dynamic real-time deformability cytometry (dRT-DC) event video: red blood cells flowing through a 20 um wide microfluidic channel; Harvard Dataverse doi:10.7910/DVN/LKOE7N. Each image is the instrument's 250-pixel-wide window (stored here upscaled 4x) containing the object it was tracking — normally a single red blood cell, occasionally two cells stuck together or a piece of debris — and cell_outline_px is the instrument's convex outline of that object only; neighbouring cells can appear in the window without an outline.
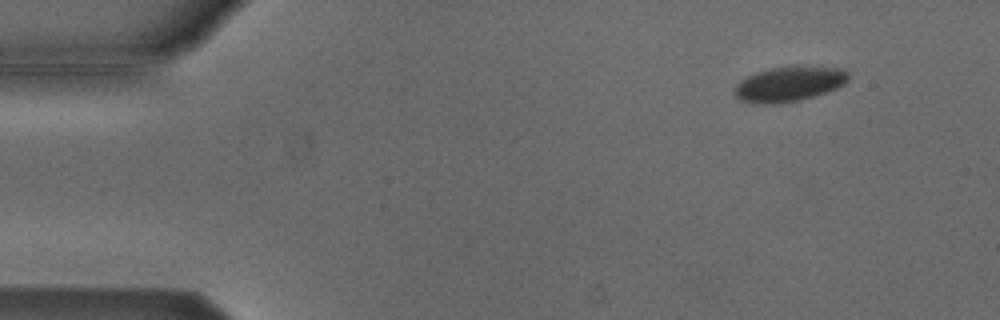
{"species": "Egyptian fruit bat (a non-hibernating species)", "species_latin": "Rousettus aegyptiacus", "temperature_condition": "cold", "stored_images_in_passage": 54, "camera_frame_rate_fps": 3000, "um_per_image_px": 0.085, "animal": {"sex": "male"}, "frame": {"image": 1, "passage_image": 6, "time_ms": 1.667, "image_size_px": [1000, 320], "cell_outline_px": [[848, 80], [844, 84], [828, 92], [800, 100], [776, 104], [748, 104], [736, 100], [732, 92], [736, 84], [740, 80], [756, 72], [768, 68], [792, 64], [804, 64], [840, 68], [848, 72]], "centroid_in_image_um": [67.02, 7.12], "position_along_channel_um": 18.0, "area_um2": 24.33}}
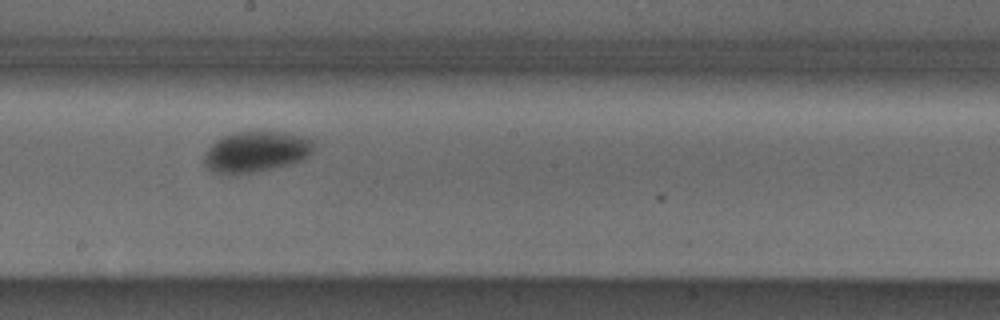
{"frame": {"image": 2, "passage_image": 30, "time_ms": 9.667, "image_size_px": [1000, 320], "cell_outline_px": [[316, 140], [312, 152], [304, 160], [272, 168], [252, 172], [216, 172], [208, 168], [204, 164], [204, 152], [216, 140], [224, 136], [236, 132], [284, 132]], "centroid_in_image_um": [21.8, 12.87], "position_along_channel_um": 226.4, "area_um2": 25.61}}
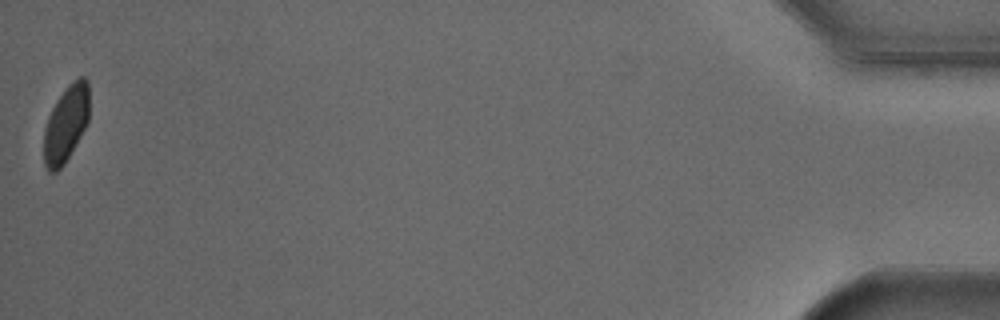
{"frame": {"image": 3, "passage_image": 54, "time_ms": 17.667, "image_size_px": [1000, 320], "cell_outline_px": [[88, 120], [80, 136], [64, 164], [56, 172], [48, 172], [44, 164], [44, 128], [48, 116], [56, 100], [68, 84], [72, 80], [80, 76], [84, 76], [88, 80]], "centroid_in_image_um": [5.59, 10.5], "position_along_channel_um": 429.6, "area_um2": 20.17}, "authors_computed_cell_mechanics": {"area_um2": 24.0159, "velocity_mm_per_s": 3.7983, "shape_relaxation_time_tau1_ms": 2.4115, "shape_relaxation_time_tau2_ms": null, "deformation_change_tau1": 0.0509, "deformation_change_tau2": null}}